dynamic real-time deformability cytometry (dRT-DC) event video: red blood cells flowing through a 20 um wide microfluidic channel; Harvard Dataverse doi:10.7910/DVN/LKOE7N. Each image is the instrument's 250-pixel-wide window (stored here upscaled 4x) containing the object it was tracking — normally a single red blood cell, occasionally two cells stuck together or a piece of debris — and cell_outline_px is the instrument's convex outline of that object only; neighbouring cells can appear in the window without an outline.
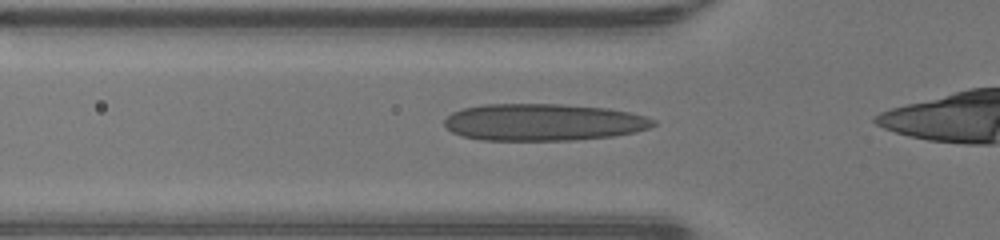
{"species": "human", "species_latin": "Homo sapiens", "temperature_condition": "warm", "stored_images_in_passage": 26, "camera_frame_rate_fps": 3000, "um_per_image_px": 0.085, "donor": {"sex": "male"}, "frame": {"image": 1, "passage_image": 3, "time_ms": 0.667, "image_size_px": [1000, 240], "cell_outline_px": [[656, 124], [648, 128], [636, 132], [612, 136], [572, 140], [480, 140], [460, 136], [452, 132], [444, 124], [444, 120], [452, 112], [464, 108], [484, 104], [560, 104], [608, 108], [628, 112], [644, 116], [656, 120]], "centroid_in_image_um": [46.17, 10.39], "position_along_channel_um": 79.6, "area_um2": 45.08}}
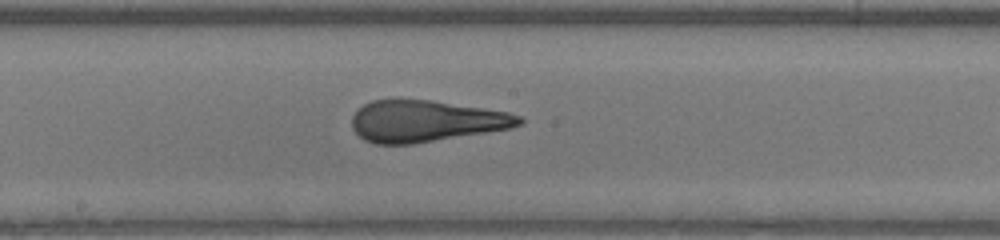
{"frame": {"image": 2, "passage_image": 12, "time_ms": 3.667, "image_size_px": [1000, 240], "cell_outline_px": [[524, 120], [520, 124], [512, 128], [412, 144], [376, 144], [364, 140], [352, 128], [352, 116], [364, 104], [372, 100], [432, 100], [508, 112], [520, 116]], "centroid_in_image_um": [36.19, 10.3], "position_along_channel_um": 212.0, "area_um2": 40.17}}
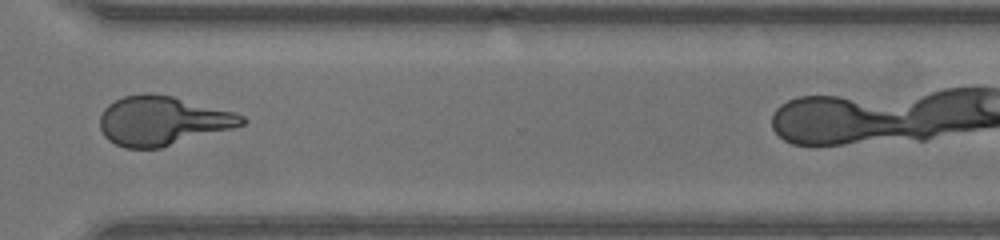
{"frame": {"image": 3, "passage_image": 22, "time_ms": 7.0, "image_size_px": [1000, 240], "cell_outline_px": [[248, 120], [244, 124], [232, 128], [160, 148], [124, 148], [108, 140], [104, 136], [100, 128], [100, 116], [104, 108], [108, 104], [124, 96], [144, 92], [152, 92], [172, 96], [236, 112], [244, 116]], "centroid_in_image_um": [13.79, 10.25], "position_along_channel_um": 356.8, "area_um2": 40.75}}